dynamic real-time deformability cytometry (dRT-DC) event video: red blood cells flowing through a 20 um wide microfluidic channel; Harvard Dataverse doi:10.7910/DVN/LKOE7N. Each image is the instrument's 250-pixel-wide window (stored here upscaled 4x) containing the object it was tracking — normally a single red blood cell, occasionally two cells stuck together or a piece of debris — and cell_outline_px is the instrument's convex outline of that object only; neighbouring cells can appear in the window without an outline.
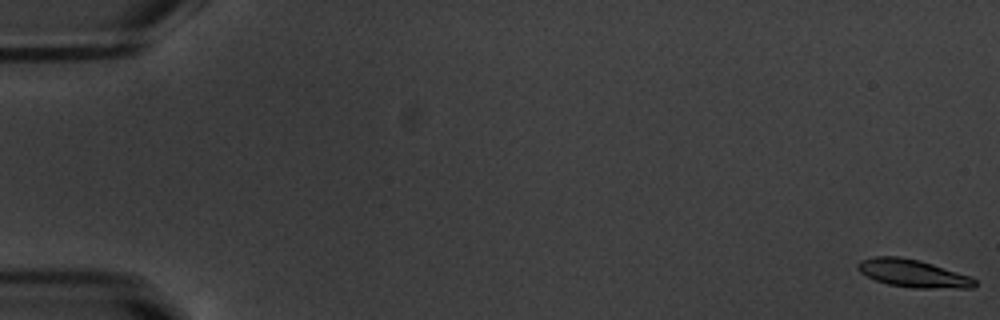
{"species": "common noctule bat (a hibernating species)", "species_latin": "Nyctalus noctula", "temperature_condition": "warm", "stored_images_in_passage": 55, "camera_frame_rate_fps": 3000, "um_per_image_px": 0.085, "animal": {"sex": "male", "body_mass_g": 20.1, "forearm_length_mm": 53.5}, "frame": {"image": 1, "passage_image": 1, "time_ms": 0.0, "image_size_px": [1000, 320], "cell_outline_px": [[976, 284], [972, 288], [912, 288], [888, 284], [876, 280], [860, 272], [856, 268], [856, 264], [860, 260], [872, 256], [900, 256], [920, 260], [972, 276], [976, 280]], "centroid_in_image_um": [77.6, 23.22], "position_along_channel_um": 7.4, "area_um2": 19.13}}
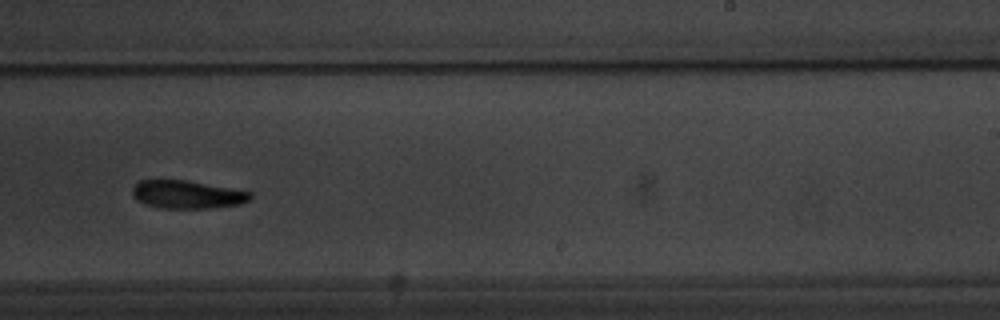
{"frame": {"image": 2, "passage_image": 35, "time_ms": 11.333, "image_size_px": [1000, 320], "cell_outline_px": [[252, 196], [248, 200], [240, 204], [216, 208], [160, 208], [136, 200], [132, 196], [132, 188], [140, 180], [184, 180], [252, 192]], "centroid_in_image_um": [15.9, 16.54], "position_along_channel_um": 273.1, "area_um2": 19.13}}
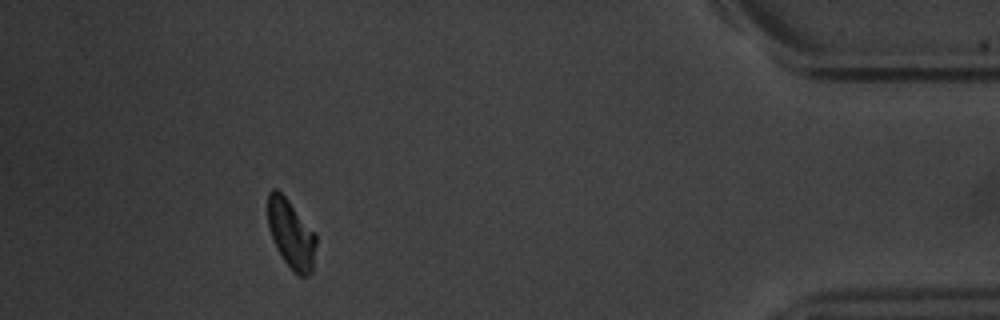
{"frame": {"image": 3, "passage_image": 50, "time_ms": 16.333, "image_size_px": [1000, 320], "cell_outline_px": [[316, 244], [312, 272], [308, 276], [300, 276], [292, 272], [276, 248], [268, 224], [268, 192], [272, 188], [276, 188], [288, 200], [316, 232]], "centroid_in_image_um": [24.76, 19.9], "position_along_channel_um": 410.4, "area_um2": 19.42}, "authors_computed_cell_mechanics": {"area_um2": 19.5942, "velocity_mm_per_s": 3.7738, "shape_relaxation_time_tau1_ms": 1.8012, "shape_relaxation_time_tau2_ms": null, "deformation_change_tau1": 0.1165, "deformation_change_tau2": null}}